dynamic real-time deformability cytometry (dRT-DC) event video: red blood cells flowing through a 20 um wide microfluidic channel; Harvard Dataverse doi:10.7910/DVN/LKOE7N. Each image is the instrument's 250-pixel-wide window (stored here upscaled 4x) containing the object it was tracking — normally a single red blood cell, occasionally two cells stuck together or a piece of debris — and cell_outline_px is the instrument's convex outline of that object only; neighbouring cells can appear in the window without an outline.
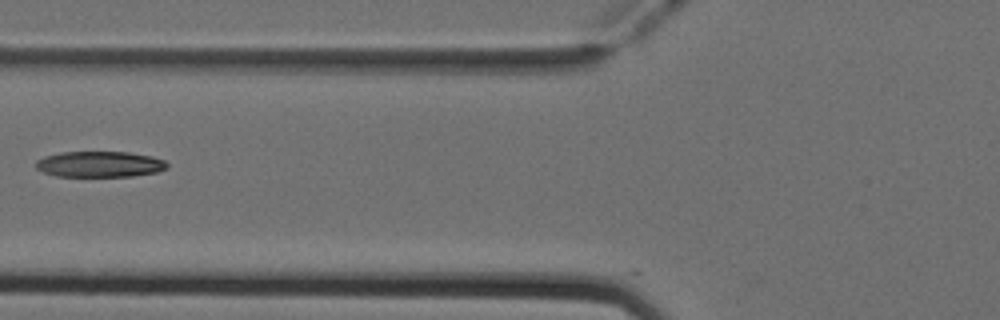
{"species": "Egyptian fruit bat (a non-hibernating species)", "species_latin": "Rousettus aegyptiacus", "temperature_condition": "cold", "stored_images_in_passage": 29, "camera_frame_rate_fps": 3000, "um_per_image_px": 0.085, "animal": {"sex": "female"}, "frame": {"image": 1, "passage_image": 2, "time_ms": 0.333, "image_size_px": [1000, 320], "cell_outline_px": [[168, 168], [156, 172], [132, 176], [56, 176], [44, 172], [36, 168], [36, 160], [44, 156], [60, 152], [128, 152], [152, 156], [164, 160], [168, 164]], "centroid_in_image_um": [8.48, 13.95], "position_along_channel_um": 117.3, "area_um2": 19.77}}
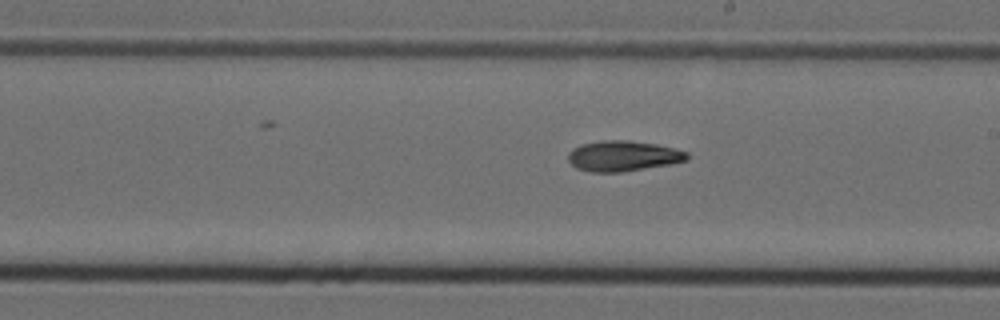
{"frame": {"image": 2, "passage_image": 11, "time_ms": 3.333, "image_size_px": [1000, 320], "cell_outline_px": [[688, 160], [668, 164], [620, 172], [592, 172], [576, 168], [568, 160], [568, 152], [572, 148], [580, 144], [600, 140], [628, 140], [656, 144], [688, 152]], "centroid_in_image_um": [52.91, 13.25], "position_along_channel_um": 236.1, "area_um2": 21.04}}
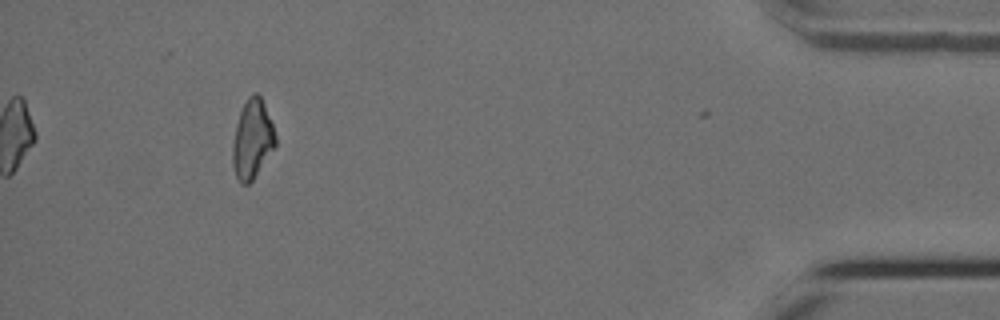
{"frame": {"image": 3, "passage_image": 29, "time_ms": 9.333, "image_size_px": [1000, 320], "cell_outline_px": [[276, 144], [252, 180], [248, 184], [240, 184], [236, 176], [232, 164], [232, 144], [236, 124], [240, 112], [248, 96], [252, 92], [256, 92], [260, 96], [264, 104], [272, 124], [276, 136]], "centroid_in_image_um": [21.42, 11.83], "position_along_channel_um": 413.8, "area_um2": 19.48}, "authors_computed_cell_mechanics": {"area_um2": 20.23, "velocity_mm_per_s": 3.9477, "shape_relaxation_time_tau1_ms": 4.8817, "shape_relaxation_time_tau2_ms": 4.5654, "deformation_change_tau1": 0.138, "deformation_change_tau2": 0.128}}